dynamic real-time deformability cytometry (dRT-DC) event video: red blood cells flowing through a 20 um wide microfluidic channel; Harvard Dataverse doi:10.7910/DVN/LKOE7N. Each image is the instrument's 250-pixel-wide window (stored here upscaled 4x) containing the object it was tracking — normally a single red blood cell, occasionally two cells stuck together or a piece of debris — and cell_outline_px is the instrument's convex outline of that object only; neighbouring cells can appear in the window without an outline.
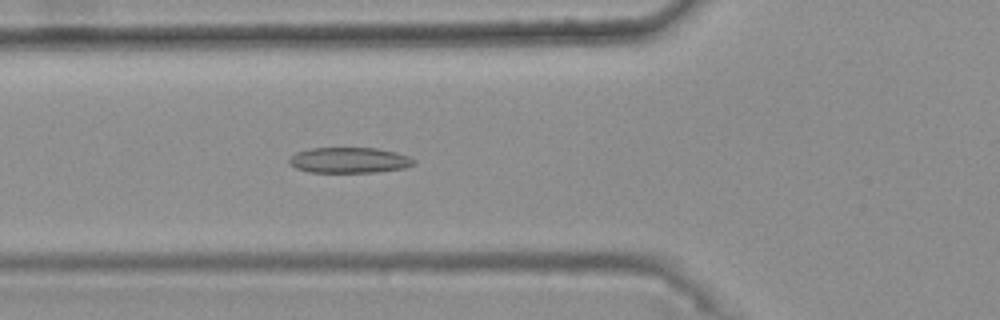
{"species": "common noctule bat (a hibernating species)", "species_latin": "Nyctalus noctula", "temperature_condition": "warm", "stored_images_in_passage": 30, "camera_frame_rate_fps": 3000, "um_per_image_px": 0.085, "animal": {"sex": "female", "body_mass_g": 25.1}, "frame": {"image": 1, "passage_image": 3, "time_ms": 0.667, "image_size_px": [1000, 320], "cell_outline_px": [[416, 164], [404, 168], [376, 172], [308, 172], [296, 168], [288, 160], [296, 152], [312, 148], [376, 148], [396, 152], [408, 156], [416, 160]], "centroid_in_image_um": [29.72, 13.62], "position_along_channel_um": 96.1, "area_um2": 18.55}}
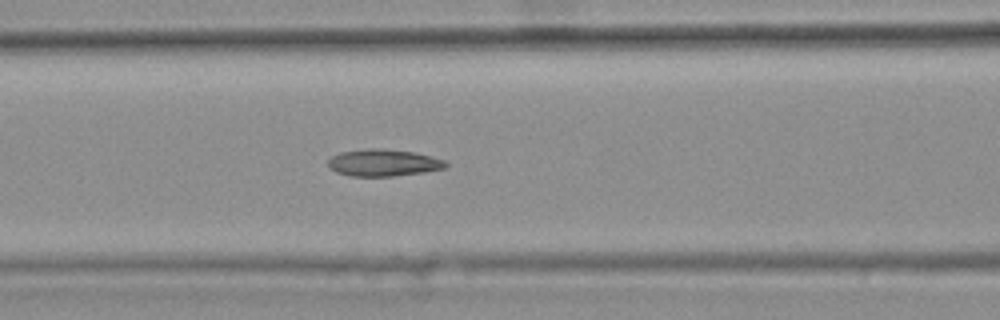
{"frame": {"image": 2, "passage_image": 6, "time_ms": 1.667, "image_size_px": [1000, 320], "cell_outline_px": [[448, 164], [444, 168], [424, 172], [392, 176], [352, 176], [336, 172], [328, 168], [328, 160], [332, 156], [340, 152], [368, 148], [380, 148], [416, 152], [432, 156], [444, 160]], "centroid_in_image_um": [32.57, 13.82], "position_along_channel_um": 134.0, "area_um2": 18.55}}
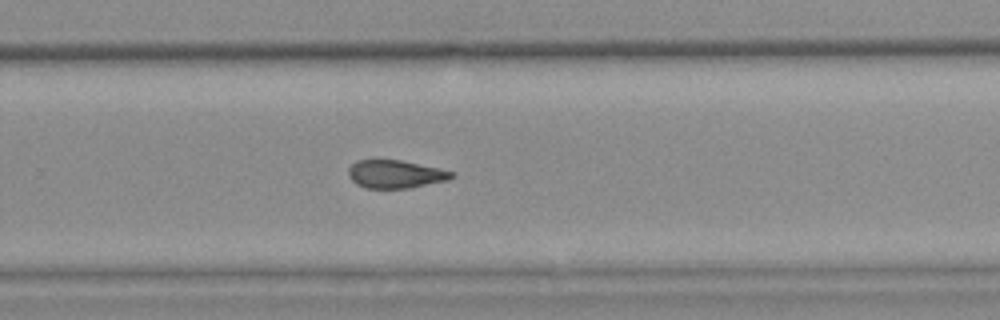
{"frame": {"image": 3, "passage_image": 19, "time_ms": 6.0, "image_size_px": [1000, 320], "cell_outline_px": [[456, 176], [448, 180], [408, 188], [364, 188], [356, 184], [348, 176], [348, 168], [356, 160], [400, 160], [456, 172]], "centroid_in_image_um": [33.6, 14.8], "position_along_channel_um": 296.2, "area_um2": 16.88}, "authors_computed_cell_mechanics": {"area_um2": 17.5423, "velocity_mm_per_s": 3.7503, "shape_relaxation_time_tau1_ms": null, "shape_relaxation_time_tau2_ms": 3.2517, "deformation_change_tau1": null, "deformation_change_tau2": 0.1053}}